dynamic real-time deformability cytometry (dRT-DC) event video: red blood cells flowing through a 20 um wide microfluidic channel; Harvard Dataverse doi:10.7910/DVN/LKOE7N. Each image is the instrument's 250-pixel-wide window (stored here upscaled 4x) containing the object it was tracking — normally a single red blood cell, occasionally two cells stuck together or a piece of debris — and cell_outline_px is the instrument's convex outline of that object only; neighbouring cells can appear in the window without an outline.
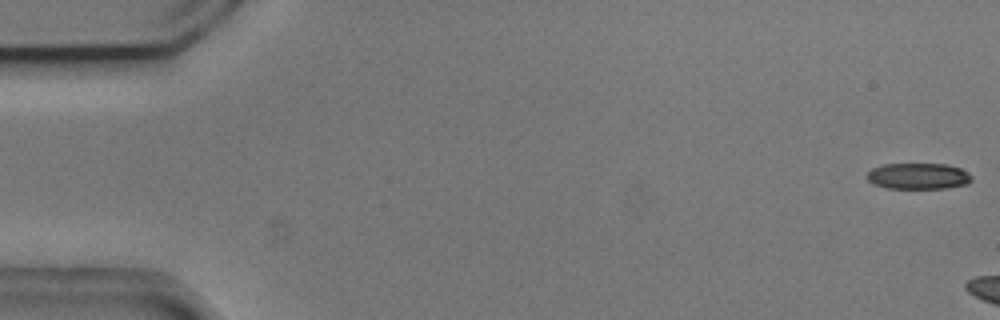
{"species": "common noctule bat (a hibernating species)", "species_latin": "Nyctalus noctula", "temperature_condition": "cold", "stored_images_in_passage": 13, "camera_frame_rate_fps": 3000, "um_per_image_px": 0.085, "animal": {"sex": "male", "body_mass_g": 20.5, "forearm_length_mm": 52.5}, "frame": {"image": 1, "passage_image": 1, "time_ms": 0.0, "image_size_px": [1000, 320], "cell_outline_px": [[972, 180], [968, 184], [944, 188], [888, 188], [872, 184], [868, 180], [868, 172], [872, 168], [884, 164], [948, 164], [960, 168], [968, 172], [972, 176]], "centroid_in_image_um": [78.07, 14.97], "position_along_channel_um": 6.9, "area_um2": 15.95}}